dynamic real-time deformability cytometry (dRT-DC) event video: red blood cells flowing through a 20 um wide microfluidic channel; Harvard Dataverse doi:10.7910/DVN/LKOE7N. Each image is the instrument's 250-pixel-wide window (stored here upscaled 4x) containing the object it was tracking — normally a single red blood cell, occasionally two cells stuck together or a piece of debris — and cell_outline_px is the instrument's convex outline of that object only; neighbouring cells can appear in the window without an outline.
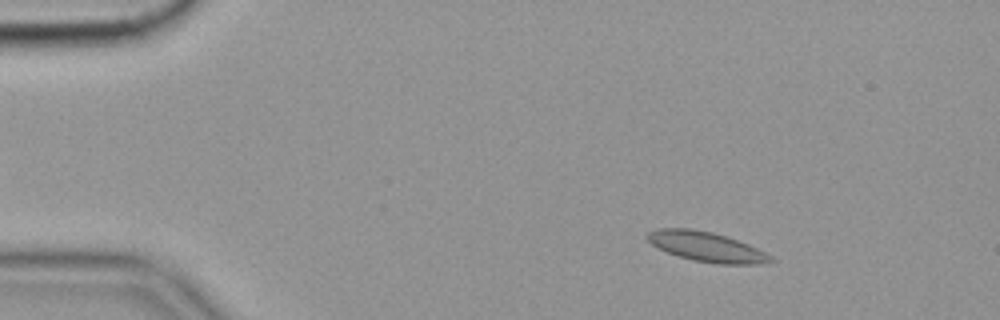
{"species": "common noctule bat (a hibernating species)", "species_latin": "Nyctalus noctula", "temperature_condition": "cold", "stored_images_in_passage": 56, "camera_frame_rate_fps": 3000, "um_per_image_px": 0.085, "animal": {"sex": "female", "body_mass_g": 19.9}, "frame": {"image": 1, "passage_image": 8, "time_ms": 2.333, "image_size_px": [1000, 320], "cell_outline_px": [[776, 260], [760, 264], [716, 264], [692, 260], [668, 252], [652, 244], [644, 236], [648, 232], [656, 228], [692, 228], [712, 232], [748, 244], [772, 256]], "centroid_in_image_um": [60.04, 20.97], "position_along_channel_um": 25.0, "area_um2": 21.27}}
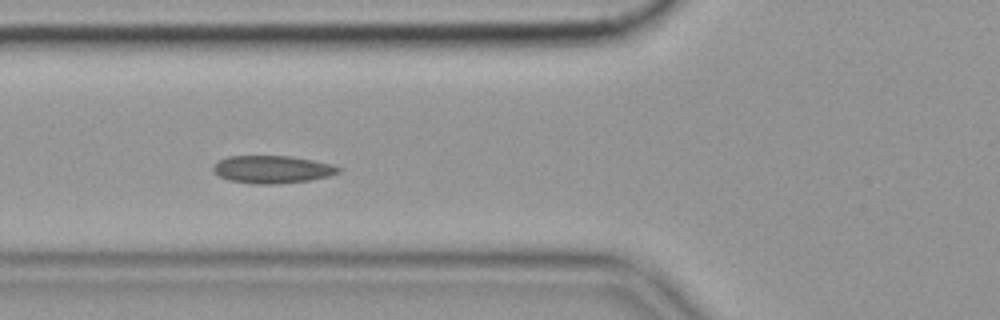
{"frame": {"image": 2, "passage_image": 21, "time_ms": 6.667, "image_size_px": [1000, 320], "cell_outline_px": [[340, 172], [328, 176], [308, 180], [276, 184], [252, 184], [228, 180], [212, 172], [212, 168], [220, 160], [228, 156], [292, 156], [332, 164], [340, 168]], "centroid_in_image_um": [23.12, 14.4], "position_along_channel_um": 102.7, "area_um2": 20.11}}
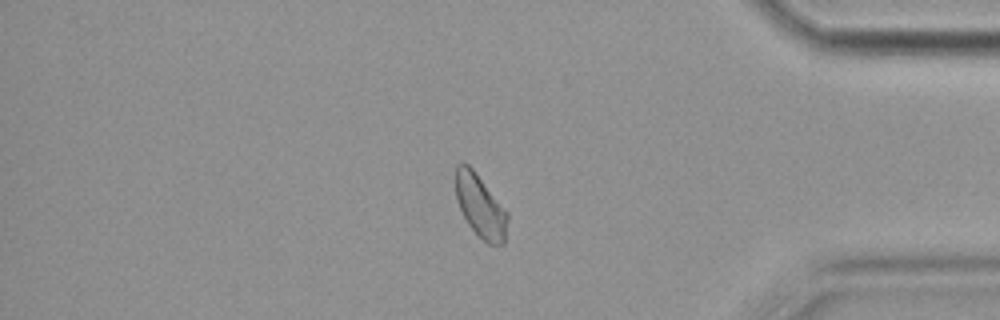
{"frame": {"image": 3, "passage_image": 48, "time_ms": 15.667, "image_size_px": [1000, 320], "cell_outline_px": [[508, 216], [504, 244], [488, 244], [468, 224], [456, 200], [456, 164], [468, 164], [472, 168], [508, 212]], "centroid_in_image_um": [40.83, 17.52], "position_along_channel_um": 394.4, "area_um2": 18.61}, "authors_computed_cell_mechanics": {"area_um2": 19.9988, "velocity_mm_per_s": 3.5141, "shape_relaxation_time_tau1_ms": null, "shape_relaxation_time_tau2_ms": 2.1593, "deformation_change_tau1": null, "deformation_change_tau2": 0.0637}}